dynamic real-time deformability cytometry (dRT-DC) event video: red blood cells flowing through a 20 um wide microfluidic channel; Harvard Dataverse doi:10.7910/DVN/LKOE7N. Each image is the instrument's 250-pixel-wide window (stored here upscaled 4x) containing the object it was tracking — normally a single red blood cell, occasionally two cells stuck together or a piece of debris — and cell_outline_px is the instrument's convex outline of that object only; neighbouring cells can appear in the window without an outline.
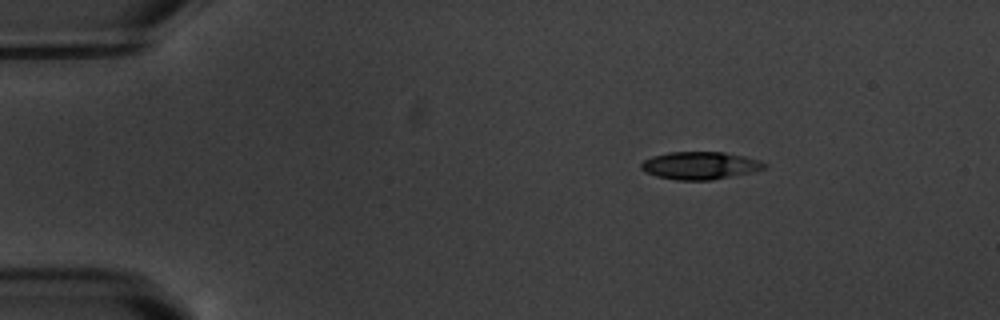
{"species": "common noctule bat (a hibernating species)", "species_latin": "Nyctalus noctula", "temperature_condition": "warm", "stored_images_in_passage": 4, "camera_frame_rate_fps": 3000, "um_per_image_px": 0.085, "animal": {"sex": "male", "body_mass_g": 20.1, "forearm_length_mm": 53.5}, "frame": {"image": 1, "passage_image": 1, "time_ms": 0.0, "image_size_px": [1000, 320], "cell_outline_px": [[768, 168], [752, 172], [712, 180], [676, 180], [656, 176], [644, 172], [640, 168], [640, 164], [644, 160], [652, 156], [668, 152], [724, 152], [744, 156], [760, 160], [768, 164]], "centroid_in_image_um": [59.51, 14.07], "position_along_channel_um": 25.5, "area_um2": 20.06}}
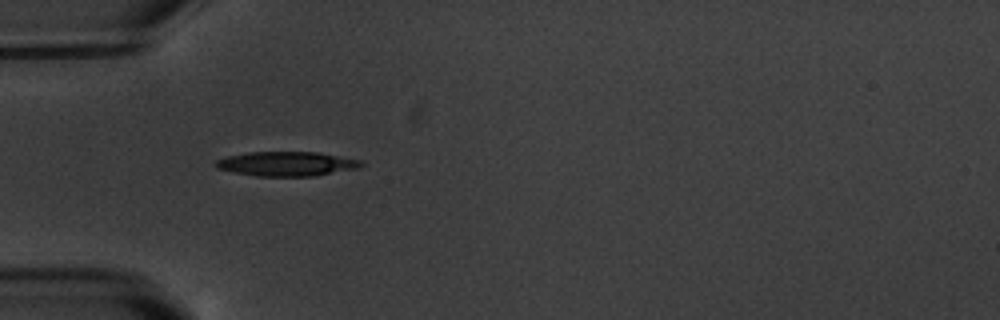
{"frame": {"image": 2, "passage_image": 3, "time_ms": 3.0, "image_size_px": [1000, 320], "cell_outline_px": [[364, 164], [356, 168], [312, 176], [256, 176], [232, 172], [216, 168], [212, 164], [216, 160], [228, 156], [248, 152], [316, 152], [360, 160]], "centroid_in_image_um": [24.28, 13.92], "position_along_channel_um": 60.7, "area_um2": 20.52}}